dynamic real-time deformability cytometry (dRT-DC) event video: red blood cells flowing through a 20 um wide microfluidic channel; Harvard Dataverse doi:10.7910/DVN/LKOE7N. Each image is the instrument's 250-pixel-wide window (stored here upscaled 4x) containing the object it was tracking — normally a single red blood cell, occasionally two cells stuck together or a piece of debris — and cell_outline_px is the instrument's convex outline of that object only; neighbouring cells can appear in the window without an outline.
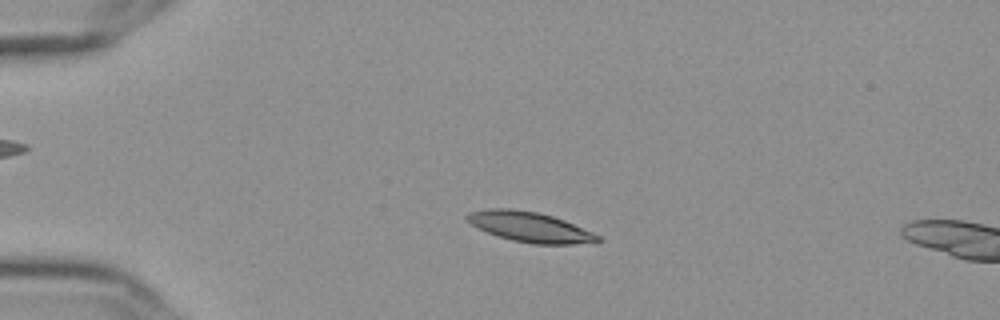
{"species": "Egyptian fruit bat (a non-hibernating species)", "species_latin": "Rousettus aegyptiacus", "temperature_condition": "cold", "stored_images_in_passage": 16, "camera_frame_rate_fps": 3000, "um_per_image_px": 0.085, "frame": {"image": 1, "passage_image": 12, "time_ms": 3.667, "image_size_px": [1000, 320], "cell_outline_px": [[600, 240], [572, 244], [532, 244], [512, 240], [488, 232], [472, 224], [464, 216], [472, 212], [488, 208], [508, 208], [536, 212], [552, 216], [564, 220], [592, 232], [600, 236]], "centroid_in_image_um": [45.03, 19.28], "position_along_channel_um": 40.0, "area_um2": 22.37}}